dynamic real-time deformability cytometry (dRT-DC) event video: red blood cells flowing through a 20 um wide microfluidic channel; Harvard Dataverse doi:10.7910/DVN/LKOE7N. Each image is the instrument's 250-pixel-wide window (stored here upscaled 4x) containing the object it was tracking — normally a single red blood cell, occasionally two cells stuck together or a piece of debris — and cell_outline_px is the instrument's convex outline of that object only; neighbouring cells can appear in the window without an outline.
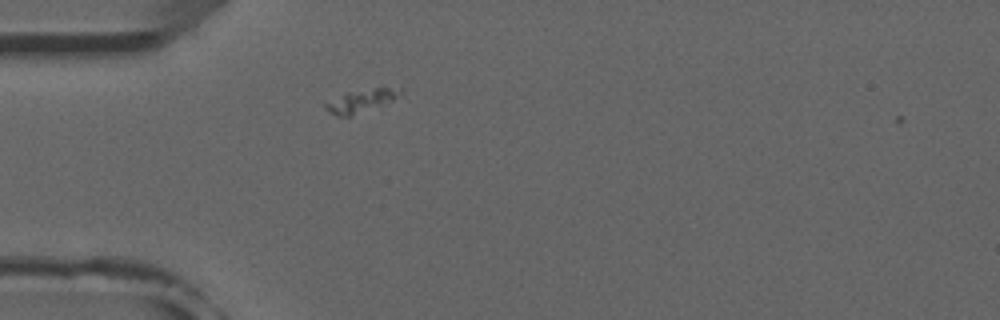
{"species": "common noctule bat (a hibernating species)", "species_latin": "Nyctalus noctula", "temperature_condition": "room temperature", "stored_images_in_passage": 4, "camera_frame_rate_fps": 3000, "um_per_image_px": 0.085, "animal": {"sex": "male", "forearm_length_mm": 52.5}, "frame": {"image": 1, "passage_image": 3, "time_ms": 0.667, "image_size_px": [1000, 320], "cell_outline_px": [[404, 96], [352, 116], [336, 116], [328, 112], [324, 108], [324, 104], [344, 92], [376, 88], [400, 88]], "centroid_in_image_um": [30.7, 8.57], "position_along_channel_um": 54.3, "area_um2": 10.12}}